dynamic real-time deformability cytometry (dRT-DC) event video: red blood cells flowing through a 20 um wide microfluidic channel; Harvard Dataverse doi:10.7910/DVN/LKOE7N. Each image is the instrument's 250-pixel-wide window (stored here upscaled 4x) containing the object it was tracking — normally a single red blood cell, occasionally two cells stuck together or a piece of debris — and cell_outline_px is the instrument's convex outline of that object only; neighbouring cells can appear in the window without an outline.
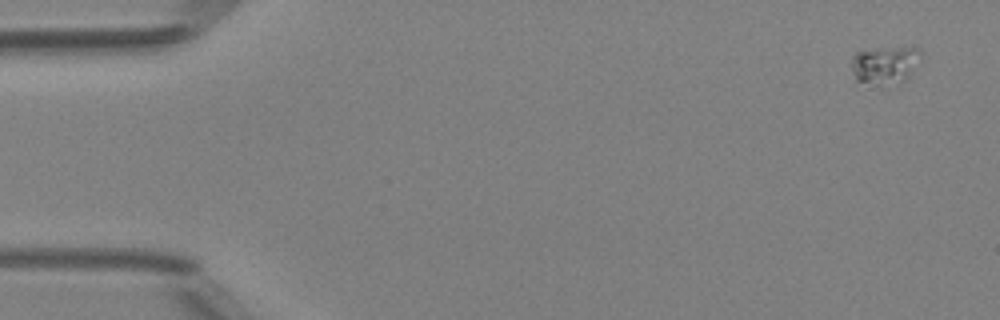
{"species": "Egyptian fruit bat (a non-hibernating species)", "species_latin": "Rousettus aegyptiacus", "temperature_condition": "room temperature", "stored_images_in_passage": 8, "camera_frame_rate_fps": 3000, "um_per_image_px": 0.085, "animal": {"sex": "female"}, "frame": {"image": 1, "passage_image": 1, "time_ms": 0.0, "image_size_px": [1000, 320], "cell_outline_px": [[920, 52], [908, 76], [904, 80], [884, 88], [856, 80], [852, 72], [852, 56], [856, 52], [896, 48], [920, 48]], "centroid_in_image_um": [75.14, 5.58], "position_along_channel_um": 9.9, "area_um2": 14.8}}
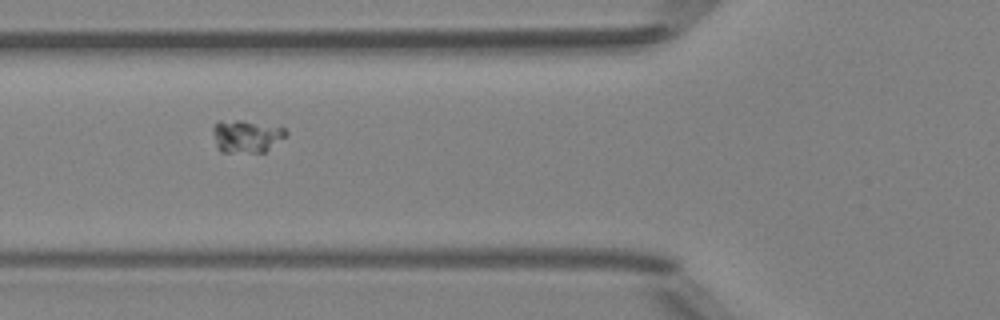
{"frame": {"image": 2, "passage_image": 6, "time_ms": 5.667, "image_size_px": [1000, 320], "cell_outline_px": [[288, 136], [264, 152], [220, 152], [216, 148], [212, 132], [212, 128], [216, 120], [240, 120], [284, 128], [288, 132]], "centroid_in_image_um": [20.9, 11.58], "position_along_channel_um": 104.9, "area_um2": 14.1}}
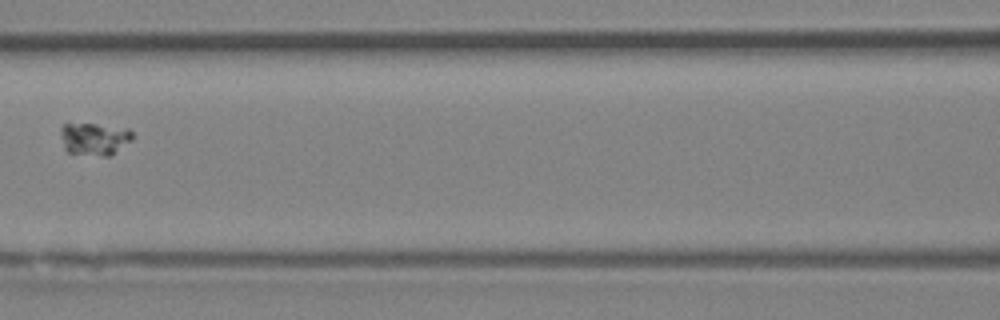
{"frame": {"image": 3, "passage_image": 7, "time_ms": 7.0, "image_size_px": [1000, 320], "cell_outline_px": [[132, 140], [112, 156], [100, 156], [68, 152], [64, 148], [60, 136], [60, 128], [64, 124], [96, 124], [128, 128], [132, 132]], "centroid_in_image_um": [8.03, 11.81], "position_along_channel_um": 158.6, "area_um2": 13.76}}